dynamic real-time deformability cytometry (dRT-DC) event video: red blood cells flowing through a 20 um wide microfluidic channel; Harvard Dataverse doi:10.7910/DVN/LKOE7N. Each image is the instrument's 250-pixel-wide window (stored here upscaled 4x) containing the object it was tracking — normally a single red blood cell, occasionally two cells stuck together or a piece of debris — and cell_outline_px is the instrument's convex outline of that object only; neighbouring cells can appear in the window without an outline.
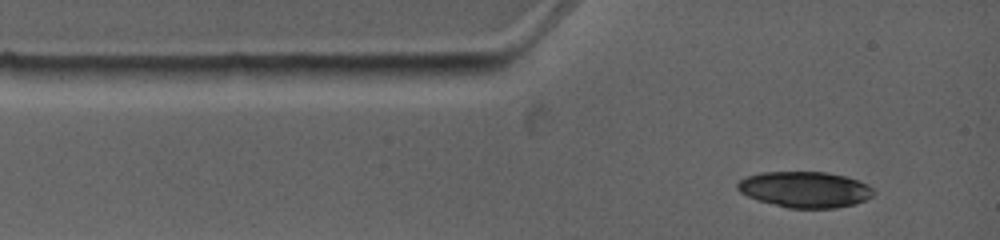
{"species": "common noctule bat (a hibernating species)", "species_latin": "Nyctalus noctula", "temperature_condition": "warm", "stored_images_in_passage": 2, "camera_frame_rate_fps": 4500, "um_per_image_px": 0.085, "animal": {"sex": "female", "body_mass_g": 19.0, "forearm_length_mm": 53.3}, "frame": {"image": 1, "passage_image": 1, "time_ms": 0.0, "image_size_px": [1000, 240], "cell_outline_px": [[876, 192], [872, 196], [856, 204], [836, 208], [788, 208], [756, 200], [740, 192], [736, 188], [736, 184], [740, 180], [748, 176], [764, 172], [828, 172], [844, 176], [868, 184]], "centroid_in_image_um": [68.42, 16.11], "position_along_channel_um": 16.6, "area_um2": 28.55}}